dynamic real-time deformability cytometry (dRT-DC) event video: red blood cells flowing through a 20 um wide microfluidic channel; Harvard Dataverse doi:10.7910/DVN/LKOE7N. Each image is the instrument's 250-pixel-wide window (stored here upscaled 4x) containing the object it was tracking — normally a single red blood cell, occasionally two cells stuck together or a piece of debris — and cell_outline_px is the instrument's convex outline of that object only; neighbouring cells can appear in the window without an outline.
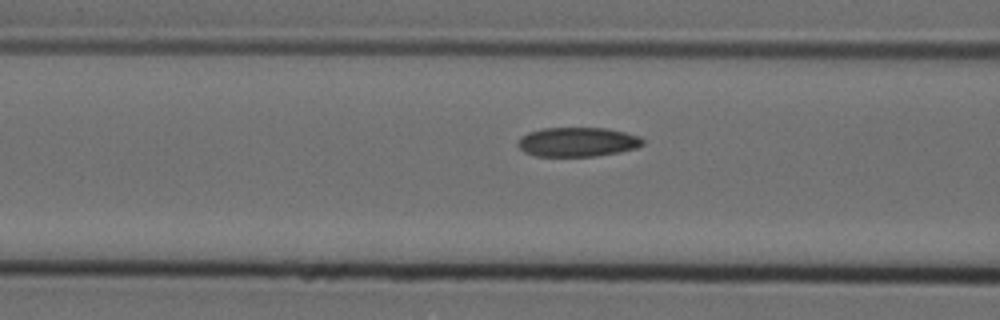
{"species": "Egyptian fruit bat (a non-hibernating species)", "species_latin": "Rousettus aegyptiacus", "temperature_condition": "cold", "stored_images_in_passage": 10, "camera_frame_rate_fps": 3000, "um_per_image_px": 0.085, "animal": {"sex": "female"}, "frame": {"image": 1, "passage_image": 8, "time_ms": 2.333, "image_size_px": [1000, 320], "cell_outline_px": [[644, 144], [636, 148], [620, 152], [596, 156], [536, 156], [524, 152], [516, 144], [520, 136], [528, 132], [544, 128], [604, 128], [624, 132], [640, 136], [644, 140]], "centroid_in_image_um": [49.08, 12.07], "position_along_channel_um": 117.5, "area_um2": 21.44}}